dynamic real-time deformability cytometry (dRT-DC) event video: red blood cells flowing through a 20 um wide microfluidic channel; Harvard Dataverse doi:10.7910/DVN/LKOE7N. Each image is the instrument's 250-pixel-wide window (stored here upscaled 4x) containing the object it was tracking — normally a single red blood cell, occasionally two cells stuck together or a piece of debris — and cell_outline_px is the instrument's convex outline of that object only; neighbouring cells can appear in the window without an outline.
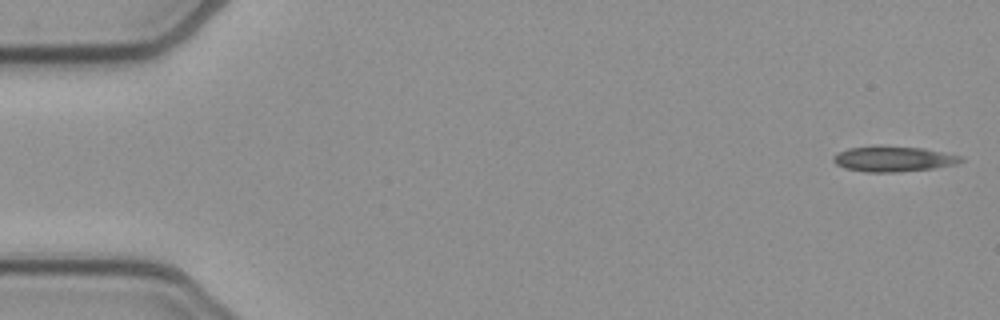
{"species": "common noctule bat (a hibernating species)", "species_latin": "Nyctalus noctula", "temperature_condition": "cold", "stored_images_in_passage": 51, "camera_frame_rate_fps": 3000, "um_per_image_px": 0.085, "animal": {"sex": "female", "body_mass_g": 21.9}, "frame": {"image": 1, "passage_image": 1, "time_ms": 0.0, "image_size_px": [1000, 320], "cell_outline_px": [[964, 160], [956, 164], [932, 168], [896, 172], [868, 172], [844, 168], [836, 164], [832, 160], [832, 156], [848, 148], [880, 144], [924, 148], [964, 156]], "centroid_in_image_um": [75.93, 13.48], "position_along_channel_um": 9.1, "area_um2": 19.25}}
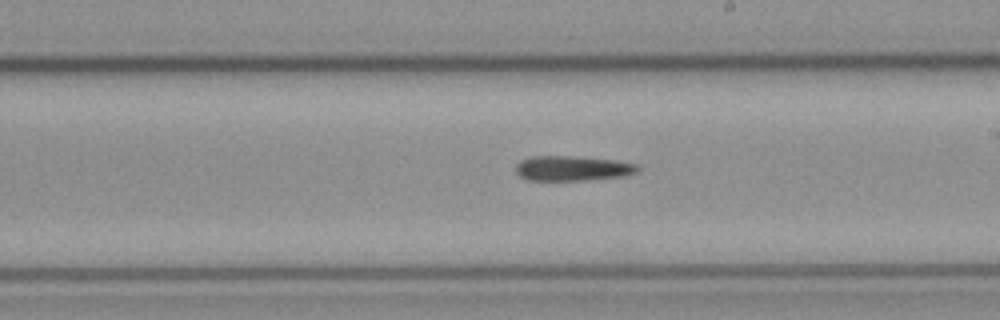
{"frame": {"image": 2, "passage_image": 29, "time_ms": 9.333, "image_size_px": [1000, 320], "cell_outline_px": [[640, 172], [624, 176], [584, 180], [528, 180], [520, 176], [516, 172], [516, 164], [520, 160], [532, 156], [572, 156], [616, 160], [640, 164]], "centroid_in_image_um": [48.71, 14.3], "position_along_channel_um": 240.3, "area_um2": 17.92}}
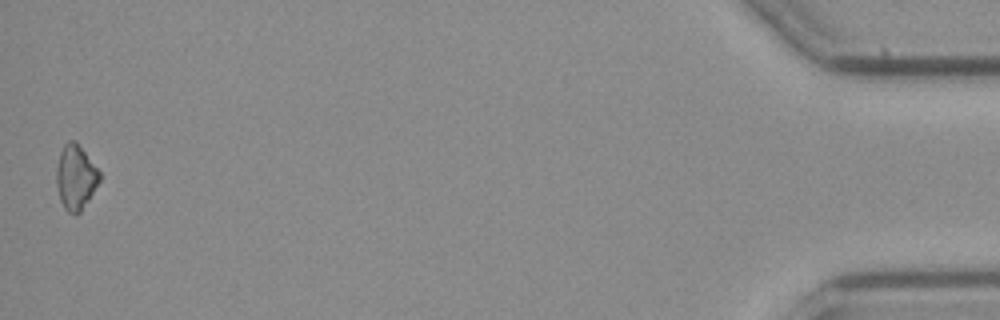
{"frame": {"image": 3, "passage_image": 51, "time_ms": 16.667, "image_size_px": [1000, 320], "cell_outline_px": [[100, 180], [88, 200], [80, 212], [76, 216], [68, 212], [64, 208], [60, 200], [56, 184], [56, 168], [60, 152], [64, 144], [68, 140], [76, 140], [100, 172]], "centroid_in_image_um": [6.41, 15.06], "position_along_channel_um": 428.8, "area_um2": 16.3}, "authors_computed_cell_mechanics": {"area_um2": 18.2648, "velocity_mm_per_s": 3.9121, "shape_relaxation_time_tau1_ms": 3.8345, "shape_relaxation_time_tau2_ms": null, "deformation_change_tau1": 0.1087, "deformation_change_tau2": null}}